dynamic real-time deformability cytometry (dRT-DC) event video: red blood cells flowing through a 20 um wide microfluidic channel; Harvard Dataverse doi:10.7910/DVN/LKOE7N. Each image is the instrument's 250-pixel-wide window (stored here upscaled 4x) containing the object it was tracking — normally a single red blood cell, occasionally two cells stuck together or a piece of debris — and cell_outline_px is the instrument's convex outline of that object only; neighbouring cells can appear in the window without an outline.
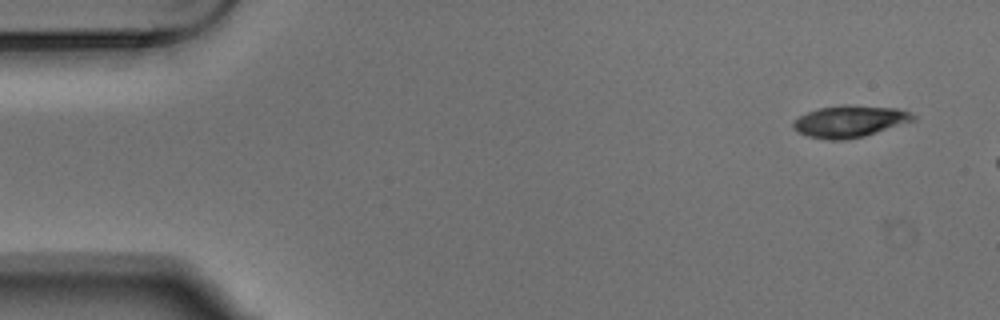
{"species": "Egyptian fruit bat (a non-hibernating species)", "species_latin": "Rousettus aegyptiacus", "temperature_condition": "warm", "stored_images_in_passage": 3, "camera_frame_rate_fps": 3000, "um_per_image_px": 0.085, "animal": {"sex": "male"}, "frame": {"image": 1, "passage_image": 1, "time_ms": 0.0, "image_size_px": [1000, 320], "cell_outline_px": [[916, 120], [864, 136], [844, 140], [828, 140], [808, 136], [800, 132], [792, 124], [800, 116], [808, 112], [820, 108], [840, 104], [848, 104], [896, 108], [912, 112], [916, 116]], "centroid_in_image_um": [72.29, 10.3], "position_along_channel_um": 12.7, "area_um2": 22.14}}